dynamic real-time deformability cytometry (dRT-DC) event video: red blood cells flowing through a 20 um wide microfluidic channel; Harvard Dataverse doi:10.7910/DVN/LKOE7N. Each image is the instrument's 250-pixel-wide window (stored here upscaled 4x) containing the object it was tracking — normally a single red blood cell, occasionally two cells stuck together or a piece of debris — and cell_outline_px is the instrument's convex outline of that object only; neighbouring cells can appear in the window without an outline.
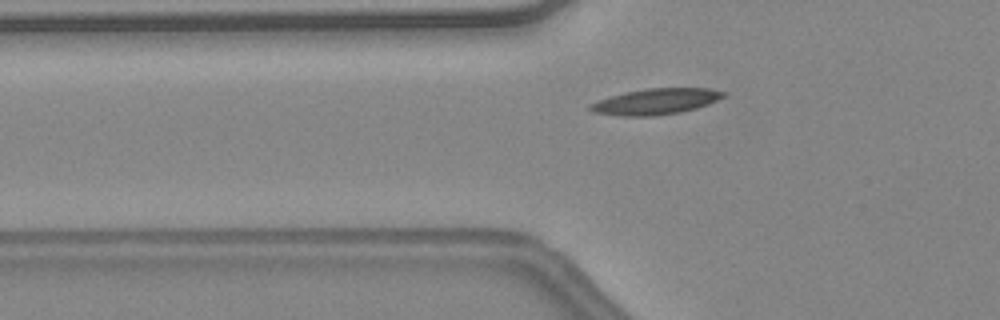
{"species": "common noctule bat (a hibernating species)", "species_latin": "Nyctalus noctula", "temperature_condition": "warm", "stored_images_in_passage": 38, "camera_frame_rate_fps": 3000, "um_per_image_px": 0.085, "animal": {"sex": "female", "body_mass_g": 24.6, "forearm_length_mm": 56.2}, "frame": {"image": 1, "passage_image": 12, "time_ms": 3.667, "image_size_px": [1000, 320], "cell_outline_px": [[724, 96], [708, 104], [696, 108], [680, 112], [656, 116], [620, 116], [592, 112], [588, 108], [588, 104], [624, 92], [648, 88], [708, 88], [724, 92]], "centroid_in_image_um": [55.7, 8.63], "position_along_channel_um": 70.1, "area_um2": 20.0}}